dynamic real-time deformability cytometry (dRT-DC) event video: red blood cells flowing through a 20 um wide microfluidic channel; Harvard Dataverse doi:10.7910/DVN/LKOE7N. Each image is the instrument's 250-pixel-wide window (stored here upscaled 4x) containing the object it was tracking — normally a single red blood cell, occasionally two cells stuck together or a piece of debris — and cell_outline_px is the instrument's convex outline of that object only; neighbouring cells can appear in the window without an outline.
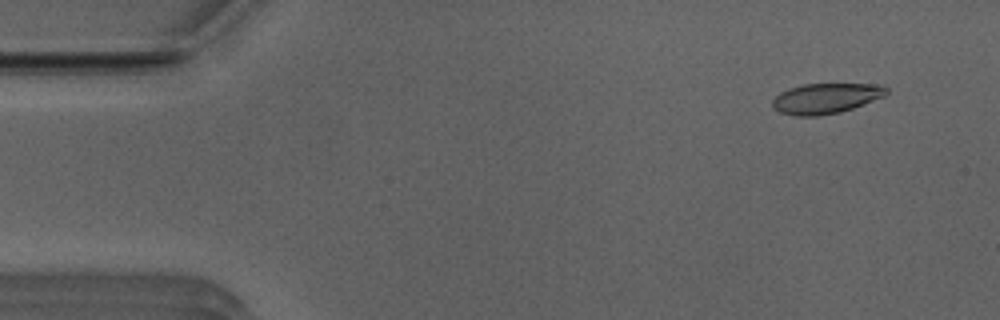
{"species": "Egyptian fruit bat (a non-hibernating species)", "species_latin": "Rousettus aegyptiacus", "temperature_condition": "room temperature", "stored_images_in_passage": 51, "camera_frame_rate_fps": 3000, "um_per_image_px": 0.085, "animal": {"sex": "male"}, "frame": {"image": 1, "passage_image": 4, "time_ms": 1.0, "image_size_px": [1000, 320], "cell_outline_px": [[888, 92], [884, 96], [852, 108], [840, 112], [820, 116], [796, 116], [780, 112], [772, 108], [772, 100], [780, 92], [788, 88], [804, 84], [884, 84], [888, 88]], "centroid_in_image_um": [70.18, 8.36], "position_along_channel_um": 14.8, "area_um2": 20.23}}
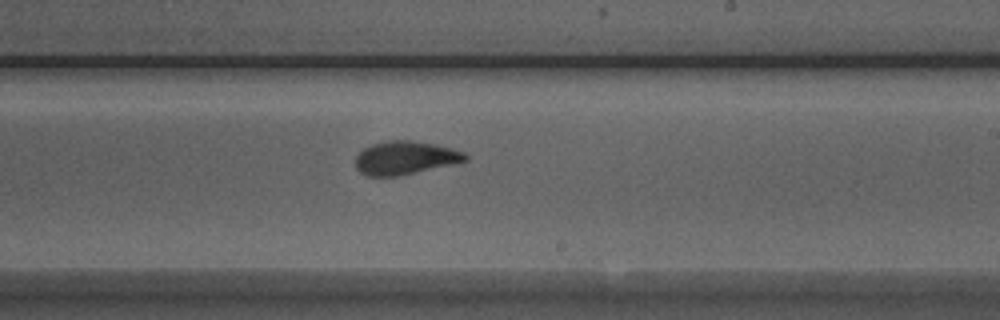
{"frame": {"image": 2, "passage_image": 30, "time_ms": 9.667, "image_size_px": [1000, 320], "cell_outline_px": [[468, 160], [456, 164], [400, 176], [368, 176], [360, 172], [356, 168], [356, 156], [364, 148], [372, 144], [388, 140], [408, 140], [436, 144], [452, 148], [464, 152], [468, 156]], "centroid_in_image_um": [34.47, 13.42], "position_along_channel_um": 254.5, "area_um2": 21.56}}
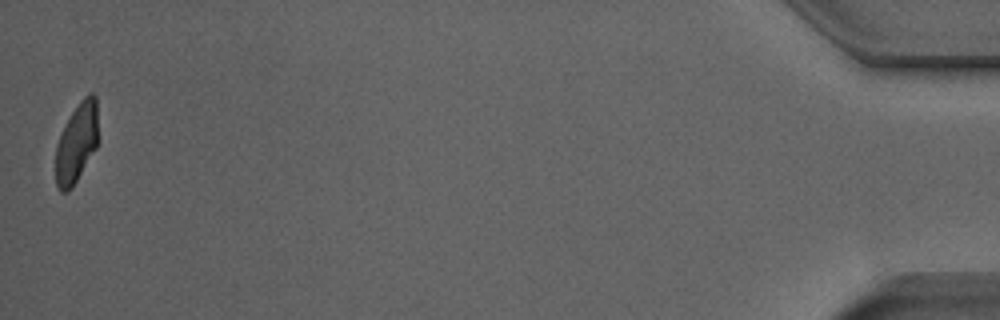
{"frame": {"image": 3, "passage_image": 51, "time_ms": 16.667, "image_size_px": [1000, 320], "cell_outline_px": [[96, 148], [72, 188], [68, 192], [60, 192], [56, 184], [56, 144], [72, 112], [80, 100], [88, 92], [92, 92], [96, 96]], "centroid_in_image_um": [6.5, 12.17], "position_along_channel_um": 428.7, "area_um2": 19.31}, "authors_computed_cell_mechanics": {"area_um2": 21.1548, "velocity_mm_per_s": 3.9443, "shape_relaxation_time_tau1_ms": 3.2071, "shape_relaxation_time_tau2_ms": 0.9648, "deformation_change_tau1": 0.1498, "deformation_change_tau2": 0.0687}}